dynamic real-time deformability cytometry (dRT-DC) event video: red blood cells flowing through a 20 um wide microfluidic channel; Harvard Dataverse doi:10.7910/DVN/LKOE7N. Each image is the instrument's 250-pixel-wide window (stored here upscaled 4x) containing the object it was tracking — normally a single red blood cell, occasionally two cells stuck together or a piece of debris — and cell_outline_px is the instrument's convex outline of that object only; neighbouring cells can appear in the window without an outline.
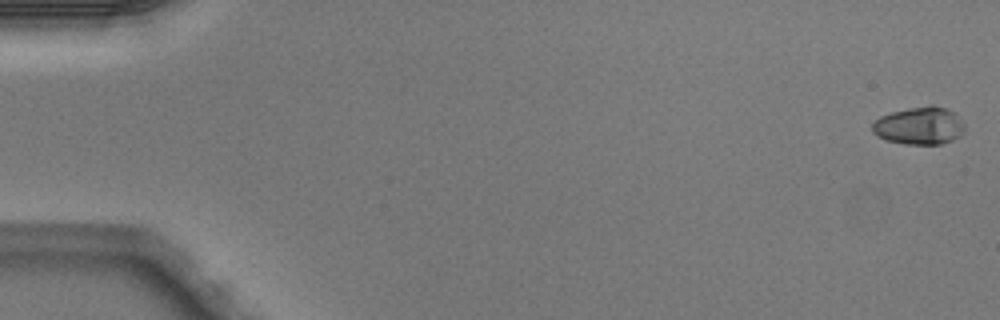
{"species": "Egyptian fruit bat (a non-hibernating species)", "species_latin": "Rousettus aegyptiacus", "temperature_condition": "warm", "stored_images_in_passage": 7, "camera_frame_rate_fps": 3000, "um_per_image_px": 0.085, "animal": {"sex": "male"}, "frame": {"image": 1, "passage_image": 1, "time_ms": 0.0, "image_size_px": [1000, 320], "cell_outline_px": [[964, 128], [960, 136], [952, 140], [940, 144], [904, 144], [884, 140], [872, 132], [872, 124], [880, 116], [892, 112], [932, 104], [944, 108], [952, 112], [964, 124]], "centroid_in_image_um": [78.12, 10.7], "position_along_channel_um": 6.9, "area_um2": 20.06}}
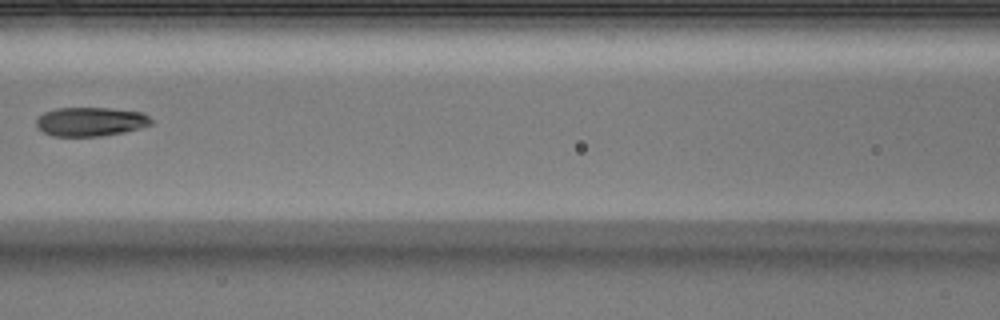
{"frame": {"image": 2, "passage_image": 6, "time_ms": 1.667, "image_size_px": [1000, 320], "cell_outline_px": [[152, 124], [140, 128], [124, 132], [100, 136], [52, 136], [44, 132], [36, 124], [36, 120], [44, 112], [56, 108], [108, 108], [140, 112], [148, 116], [152, 120]], "centroid_in_image_um": [7.7, 10.34], "position_along_channel_um": 158.9, "area_um2": 19.25}}
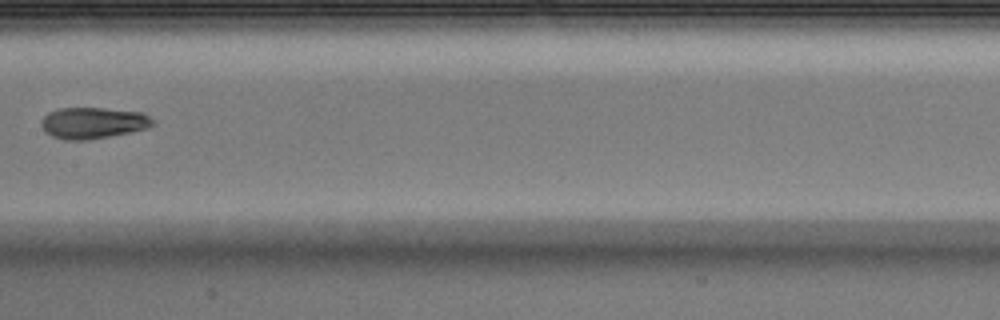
{"frame": {"image": 3, "passage_image": 7, "time_ms": 2.0, "image_size_px": [1000, 320], "cell_outline_px": [[156, 124], [148, 128], [132, 132], [88, 140], [64, 140], [52, 136], [44, 132], [40, 124], [40, 120], [48, 112], [60, 108], [104, 108], [140, 112], [156, 120]], "centroid_in_image_um": [7.91, 10.45], "position_along_channel_um": 199.5, "area_um2": 20.63}}